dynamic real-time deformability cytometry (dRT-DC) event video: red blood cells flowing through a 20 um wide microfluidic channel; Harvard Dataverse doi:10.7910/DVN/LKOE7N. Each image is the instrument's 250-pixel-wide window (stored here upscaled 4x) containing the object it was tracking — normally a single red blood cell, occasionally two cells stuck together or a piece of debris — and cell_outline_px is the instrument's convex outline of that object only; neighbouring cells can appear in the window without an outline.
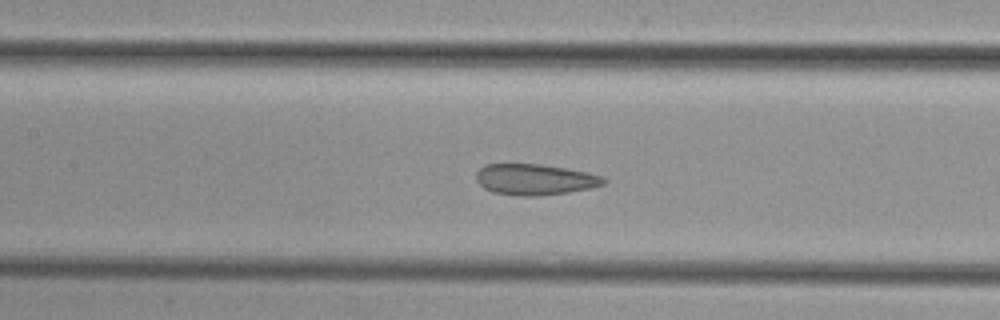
{"species": "common noctule bat (a hibernating species)", "species_latin": "Nyctalus noctula", "temperature_condition": "cold", "stored_images_in_passage": 23, "camera_frame_rate_fps": 3000, "um_per_image_px": 0.085, "animal": {"sex": "female", "body_mass_g": 29.2, "forearm_length_mm": 56.3}, "frame": {"image": 1, "passage_image": 6, "time_ms": 1.667, "image_size_px": [1000, 320], "cell_outline_px": [[608, 180], [604, 184], [592, 188], [568, 192], [536, 196], [516, 196], [492, 192], [484, 188], [476, 180], [476, 172], [484, 164], [540, 164], [588, 172], [604, 176]], "centroid_in_image_um": [45.48, 15.26], "position_along_channel_um": 161.9, "area_um2": 23.18}}
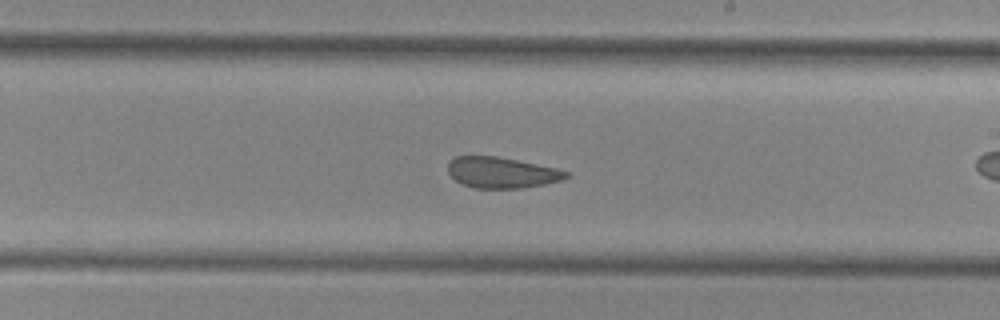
{"frame": {"image": 2, "passage_image": 12, "time_ms": 3.667, "image_size_px": [1000, 320], "cell_outline_px": [[572, 176], [564, 180], [524, 188], [476, 188], [464, 184], [456, 180], [448, 172], [448, 160], [456, 156], [496, 156], [556, 168], [568, 172]], "centroid_in_image_um": [42.67, 14.67], "position_along_channel_um": 246.3, "area_um2": 21.27}}
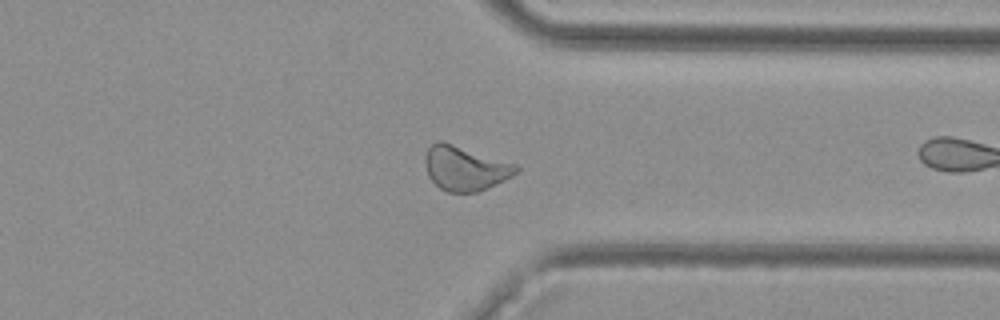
{"frame": {"image": 3, "passage_image": 21, "time_ms": 6.667, "image_size_px": [1000, 320], "cell_outline_px": [[520, 172], [488, 188], [476, 192], [448, 192], [440, 188], [428, 176], [424, 160], [428, 148], [436, 140], [444, 140], [516, 164], [520, 168]], "centroid_in_image_um": [39.54, 14.28], "position_along_channel_um": 371.9, "area_um2": 23.81}}